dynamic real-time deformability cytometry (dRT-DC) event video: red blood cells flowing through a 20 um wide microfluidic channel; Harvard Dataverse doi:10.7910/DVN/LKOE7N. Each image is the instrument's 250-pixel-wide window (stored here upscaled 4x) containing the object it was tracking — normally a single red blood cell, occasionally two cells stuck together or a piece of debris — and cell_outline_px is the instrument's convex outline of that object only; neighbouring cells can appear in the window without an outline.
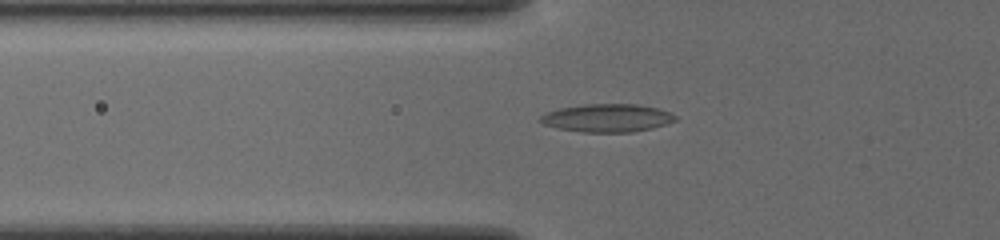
{"species": "common noctule bat (a hibernating species)", "species_latin": "Nyctalus noctula", "temperature_condition": "cold", "stored_images_in_passage": 45, "camera_frame_rate_fps": 3000, "um_per_image_px": 0.085, "animal": {"sex": "female", "body_mass_g": 19.5, "forearm_length_mm": 54.1}, "frame": {"image": 1, "passage_image": 11, "time_ms": 3.333, "image_size_px": [1000, 240], "cell_outline_px": [[676, 120], [652, 128], [632, 132], [584, 132], [560, 128], [544, 124], [540, 120], [540, 116], [548, 112], [560, 108], [584, 104], [636, 104], [656, 108], [668, 112], [676, 116]], "centroid_in_image_um": [51.61, 10.02], "position_along_channel_um": 74.2, "area_um2": 21.68}}
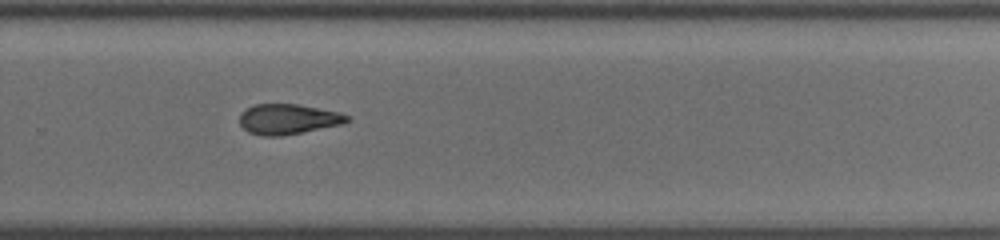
{"frame": {"image": 2, "passage_image": 29, "time_ms": 9.333, "image_size_px": [1000, 240], "cell_outline_px": [[348, 120], [340, 124], [280, 136], [260, 136], [248, 132], [240, 124], [240, 112], [256, 104], [296, 104], [340, 112], [348, 116]], "centroid_in_image_um": [24.42, 10.12], "position_along_channel_um": 305.4, "area_um2": 18.61}}
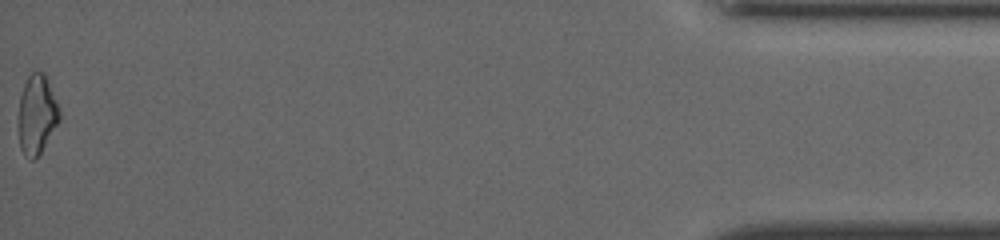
{"frame": {"image": 3, "passage_image": 45, "time_ms": 14.667, "image_size_px": [1000, 240], "cell_outline_px": [[60, 120], [36, 160], [32, 160], [24, 156], [20, 148], [20, 96], [24, 84], [28, 76], [32, 72], [44, 72], [60, 112]], "centroid_in_image_um": [3.14, 9.77], "position_along_channel_um": 432.1, "area_um2": 18.5}, "authors_computed_cell_mechanics": {"area_um2": 19.2474, "velocity_mm_per_s": 3.8778, "shape_relaxation_time_tau1_ms": 7.047, "shape_relaxation_time_tau2_ms": 6.0325, "deformation_change_tau1": 0.184, "deformation_change_tau2": 0.1623}}